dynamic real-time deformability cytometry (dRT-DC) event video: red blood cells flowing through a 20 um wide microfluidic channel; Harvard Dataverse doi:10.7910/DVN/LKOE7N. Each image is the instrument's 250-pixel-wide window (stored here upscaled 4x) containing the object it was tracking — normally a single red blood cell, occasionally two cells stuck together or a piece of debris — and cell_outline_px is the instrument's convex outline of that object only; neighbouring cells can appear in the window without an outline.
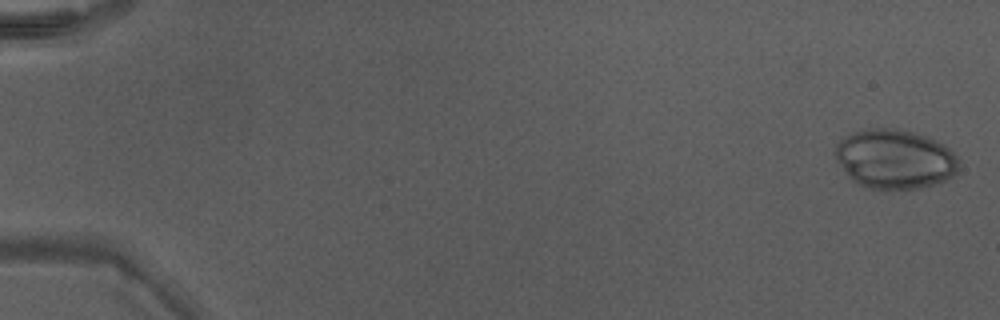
{"species": "Egyptian fruit bat (a non-hibernating species)", "species_latin": "Rousettus aegyptiacus", "temperature_condition": "warm", "stored_images_in_passage": 44, "camera_frame_rate_fps": 3000, "um_per_image_px": 0.085, "animal": {"sex": "male"}, "frame": {"image": 1, "passage_image": 2, "time_ms": 0.333, "image_size_px": [1000, 320], "cell_outline_px": [[960, 168], [952, 176], [944, 180], [932, 184], [916, 188], [864, 188], [852, 180], [848, 176], [836, 160], [836, 148], [840, 140], [856, 132], [868, 128], [896, 128], [912, 132], [936, 140], [944, 144], [956, 156], [960, 164]], "centroid_in_image_um": [76.06, 13.52], "position_along_channel_um": 8.9, "area_um2": 42.31}}
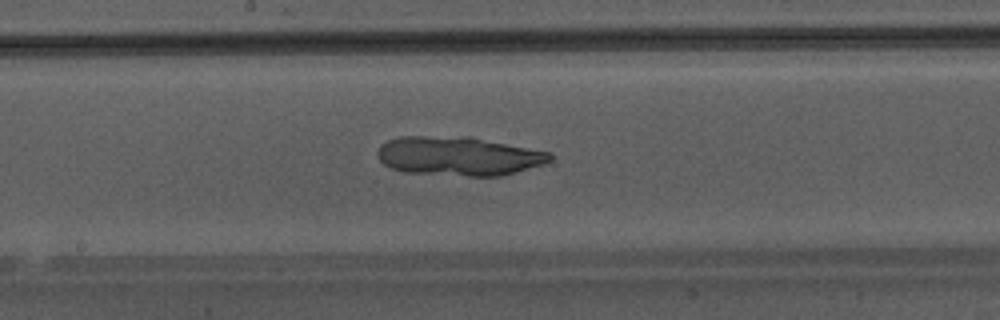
{"frame": {"image": 2, "passage_image": 28, "time_ms": 9.0, "image_size_px": [1000, 320], "cell_outline_px": [[552, 160], [544, 164], [500, 176], [468, 176], [404, 172], [392, 168], [384, 164], [380, 160], [376, 152], [380, 144], [388, 140], [400, 136], [468, 136], [552, 152]], "centroid_in_image_um": [38.97, 13.26], "position_along_channel_um": 209.2, "area_um2": 39.42}}
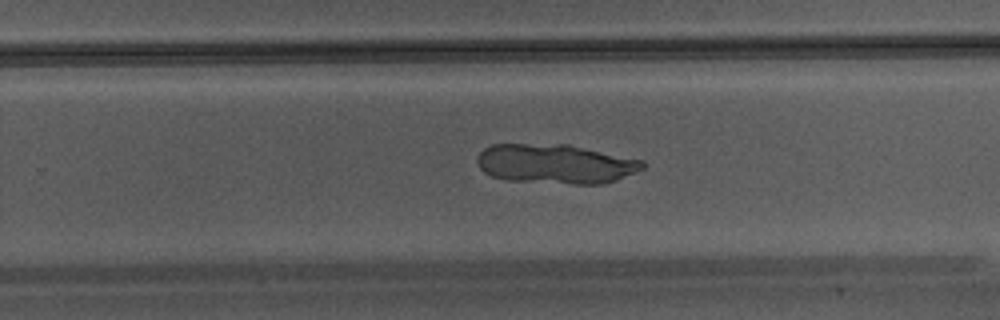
{"frame": {"image": 3, "passage_image": 33, "time_ms": 10.667, "image_size_px": [1000, 320], "cell_outline_px": [[648, 164], [644, 168], [616, 180], [604, 184], [572, 184], [504, 180], [492, 176], [484, 172], [476, 164], [476, 156], [484, 148], [492, 144], [568, 144], [644, 160]], "centroid_in_image_um": [47.21, 13.93], "position_along_channel_um": 282.6, "area_um2": 38.49}}